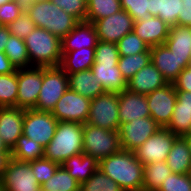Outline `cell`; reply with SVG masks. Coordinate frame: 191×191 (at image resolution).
Segmentation results:
<instances>
[{
  "label": "cell",
  "instance_id": "cell-1",
  "mask_svg": "<svg viewBox=\"0 0 191 191\" xmlns=\"http://www.w3.org/2000/svg\"><path fill=\"white\" fill-rule=\"evenodd\" d=\"M143 168L134 152L123 149L100 159L98 165L123 191H142Z\"/></svg>",
  "mask_w": 191,
  "mask_h": 191
},
{
  "label": "cell",
  "instance_id": "cell-2",
  "mask_svg": "<svg viewBox=\"0 0 191 191\" xmlns=\"http://www.w3.org/2000/svg\"><path fill=\"white\" fill-rule=\"evenodd\" d=\"M119 57L116 43L98 41L91 71L105 92L120 93L127 88V82L118 68Z\"/></svg>",
  "mask_w": 191,
  "mask_h": 191
},
{
  "label": "cell",
  "instance_id": "cell-3",
  "mask_svg": "<svg viewBox=\"0 0 191 191\" xmlns=\"http://www.w3.org/2000/svg\"><path fill=\"white\" fill-rule=\"evenodd\" d=\"M25 11L38 28H43L61 40L74 29L78 21L50 0L25 2Z\"/></svg>",
  "mask_w": 191,
  "mask_h": 191
},
{
  "label": "cell",
  "instance_id": "cell-4",
  "mask_svg": "<svg viewBox=\"0 0 191 191\" xmlns=\"http://www.w3.org/2000/svg\"><path fill=\"white\" fill-rule=\"evenodd\" d=\"M83 153V124L58 122L55 134L44 147V158L62 164L71 156Z\"/></svg>",
  "mask_w": 191,
  "mask_h": 191
},
{
  "label": "cell",
  "instance_id": "cell-5",
  "mask_svg": "<svg viewBox=\"0 0 191 191\" xmlns=\"http://www.w3.org/2000/svg\"><path fill=\"white\" fill-rule=\"evenodd\" d=\"M31 66L55 67L60 66L62 60L61 39L49 31L35 27L24 38Z\"/></svg>",
  "mask_w": 191,
  "mask_h": 191
},
{
  "label": "cell",
  "instance_id": "cell-6",
  "mask_svg": "<svg viewBox=\"0 0 191 191\" xmlns=\"http://www.w3.org/2000/svg\"><path fill=\"white\" fill-rule=\"evenodd\" d=\"M121 150L118 130L83 124V153L98 161Z\"/></svg>",
  "mask_w": 191,
  "mask_h": 191
},
{
  "label": "cell",
  "instance_id": "cell-7",
  "mask_svg": "<svg viewBox=\"0 0 191 191\" xmlns=\"http://www.w3.org/2000/svg\"><path fill=\"white\" fill-rule=\"evenodd\" d=\"M68 88V75L60 66L43 67V82L38 101L33 109L52 111Z\"/></svg>",
  "mask_w": 191,
  "mask_h": 191
},
{
  "label": "cell",
  "instance_id": "cell-8",
  "mask_svg": "<svg viewBox=\"0 0 191 191\" xmlns=\"http://www.w3.org/2000/svg\"><path fill=\"white\" fill-rule=\"evenodd\" d=\"M86 123L107 130H118L120 126L118 93L105 92L92 99Z\"/></svg>",
  "mask_w": 191,
  "mask_h": 191
},
{
  "label": "cell",
  "instance_id": "cell-9",
  "mask_svg": "<svg viewBox=\"0 0 191 191\" xmlns=\"http://www.w3.org/2000/svg\"><path fill=\"white\" fill-rule=\"evenodd\" d=\"M58 120L51 111L24 109L23 135L46 147L53 138Z\"/></svg>",
  "mask_w": 191,
  "mask_h": 191
},
{
  "label": "cell",
  "instance_id": "cell-10",
  "mask_svg": "<svg viewBox=\"0 0 191 191\" xmlns=\"http://www.w3.org/2000/svg\"><path fill=\"white\" fill-rule=\"evenodd\" d=\"M160 128V125L151 116L120 123L118 134L121 149L134 152Z\"/></svg>",
  "mask_w": 191,
  "mask_h": 191
},
{
  "label": "cell",
  "instance_id": "cell-11",
  "mask_svg": "<svg viewBox=\"0 0 191 191\" xmlns=\"http://www.w3.org/2000/svg\"><path fill=\"white\" fill-rule=\"evenodd\" d=\"M90 104L89 98L68 88L57 101L51 113L58 122L70 121L84 124L88 120Z\"/></svg>",
  "mask_w": 191,
  "mask_h": 191
},
{
  "label": "cell",
  "instance_id": "cell-12",
  "mask_svg": "<svg viewBox=\"0 0 191 191\" xmlns=\"http://www.w3.org/2000/svg\"><path fill=\"white\" fill-rule=\"evenodd\" d=\"M177 137L176 134H173L167 128L161 127L134 151L136 158L143 165L166 161Z\"/></svg>",
  "mask_w": 191,
  "mask_h": 191
},
{
  "label": "cell",
  "instance_id": "cell-13",
  "mask_svg": "<svg viewBox=\"0 0 191 191\" xmlns=\"http://www.w3.org/2000/svg\"><path fill=\"white\" fill-rule=\"evenodd\" d=\"M17 107L33 109L38 101L43 82V67L17 69Z\"/></svg>",
  "mask_w": 191,
  "mask_h": 191
},
{
  "label": "cell",
  "instance_id": "cell-14",
  "mask_svg": "<svg viewBox=\"0 0 191 191\" xmlns=\"http://www.w3.org/2000/svg\"><path fill=\"white\" fill-rule=\"evenodd\" d=\"M5 191H39V185L29 162L11 158L1 180Z\"/></svg>",
  "mask_w": 191,
  "mask_h": 191
},
{
  "label": "cell",
  "instance_id": "cell-15",
  "mask_svg": "<svg viewBox=\"0 0 191 191\" xmlns=\"http://www.w3.org/2000/svg\"><path fill=\"white\" fill-rule=\"evenodd\" d=\"M150 116L165 128L172 117L177 101V93L173 83H168L160 89L146 95Z\"/></svg>",
  "mask_w": 191,
  "mask_h": 191
},
{
  "label": "cell",
  "instance_id": "cell-16",
  "mask_svg": "<svg viewBox=\"0 0 191 191\" xmlns=\"http://www.w3.org/2000/svg\"><path fill=\"white\" fill-rule=\"evenodd\" d=\"M93 25L99 41L117 43L133 31L134 21L131 15L122 9L118 13L94 21Z\"/></svg>",
  "mask_w": 191,
  "mask_h": 191
},
{
  "label": "cell",
  "instance_id": "cell-17",
  "mask_svg": "<svg viewBox=\"0 0 191 191\" xmlns=\"http://www.w3.org/2000/svg\"><path fill=\"white\" fill-rule=\"evenodd\" d=\"M151 62L168 83H173L180 72L190 66L191 57H178L165 44L150 47Z\"/></svg>",
  "mask_w": 191,
  "mask_h": 191
},
{
  "label": "cell",
  "instance_id": "cell-18",
  "mask_svg": "<svg viewBox=\"0 0 191 191\" xmlns=\"http://www.w3.org/2000/svg\"><path fill=\"white\" fill-rule=\"evenodd\" d=\"M24 109L18 107H0V137L12 150L18 138L23 134Z\"/></svg>",
  "mask_w": 191,
  "mask_h": 191
},
{
  "label": "cell",
  "instance_id": "cell-19",
  "mask_svg": "<svg viewBox=\"0 0 191 191\" xmlns=\"http://www.w3.org/2000/svg\"><path fill=\"white\" fill-rule=\"evenodd\" d=\"M119 121L130 122L137 118L150 117L146 95L125 89L118 93Z\"/></svg>",
  "mask_w": 191,
  "mask_h": 191
},
{
  "label": "cell",
  "instance_id": "cell-20",
  "mask_svg": "<svg viewBox=\"0 0 191 191\" xmlns=\"http://www.w3.org/2000/svg\"><path fill=\"white\" fill-rule=\"evenodd\" d=\"M98 36L92 22L80 21L62 40V53L82 48H95Z\"/></svg>",
  "mask_w": 191,
  "mask_h": 191
},
{
  "label": "cell",
  "instance_id": "cell-21",
  "mask_svg": "<svg viewBox=\"0 0 191 191\" xmlns=\"http://www.w3.org/2000/svg\"><path fill=\"white\" fill-rule=\"evenodd\" d=\"M177 101L169 124L165 127L177 136L191 131V92L176 91Z\"/></svg>",
  "mask_w": 191,
  "mask_h": 191
},
{
  "label": "cell",
  "instance_id": "cell-22",
  "mask_svg": "<svg viewBox=\"0 0 191 191\" xmlns=\"http://www.w3.org/2000/svg\"><path fill=\"white\" fill-rule=\"evenodd\" d=\"M167 84L168 82L163 78L162 73L150 62L127 81V89L147 95Z\"/></svg>",
  "mask_w": 191,
  "mask_h": 191
},
{
  "label": "cell",
  "instance_id": "cell-23",
  "mask_svg": "<svg viewBox=\"0 0 191 191\" xmlns=\"http://www.w3.org/2000/svg\"><path fill=\"white\" fill-rule=\"evenodd\" d=\"M170 26L158 16H151L147 20L135 21L133 32L149 47L164 44L169 35Z\"/></svg>",
  "mask_w": 191,
  "mask_h": 191
},
{
  "label": "cell",
  "instance_id": "cell-24",
  "mask_svg": "<svg viewBox=\"0 0 191 191\" xmlns=\"http://www.w3.org/2000/svg\"><path fill=\"white\" fill-rule=\"evenodd\" d=\"M61 165L81 185L95 173L99 161L95 157L80 153L66 159Z\"/></svg>",
  "mask_w": 191,
  "mask_h": 191
},
{
  "label": "cell",
  "instance_id": "cell-25",
  "mask_svg": "<svg viewBox=\"0 0 191 191\" xmlns=\"http://www.w3.org/2000/svg\"><path fill=\"white\" fill-rule=\"evenodd\" d=\"M67 75L69 89L86 98H89L90 100L105 93L101 84L97 82V79L91 69Z\"/></svg>",
  "mask_w": 191,
  "mask_h": 191
},
{
  "label": "cell",
  "instance_id": "cell-26",
  "mask_svg": "<svg viewBox=\"0 0 191 191\" xmlns=\"http://www.w3.org/2000/svg\"><path fill=\"white\" fill-rule=\"evenodd\" d=\"M167 165L172 173L189 174L191 169V152L185 137L178 136L170 150L167 159Z\"/></svg>",
  "mask_w": 191,
  "mask_h": 191
},
{
  "label": "cell",
  "instance_id": "cell-27",
  "mask_svg": "<svg viewBox=\"0 0 191 191\" xmlns=\"http://www.w3.org/2000/svg\"><path fill=\"white\" fill-rule=\"evenodd\" d=\"M95 60V48H82L62 53L60 67L67 74L91 69Z\"/></svg>",
  "mask_w": 191,
  "mask_h": 191
},
{
  "label": "cell",
  "instance_id": "cell-28",
  "mask_svg": "<svg viewBox=\"0 0 191 191\" xmlns=\"http://www.w3.org/2000/svg\"><path fill=\"white\" fill-rule=\"evenodd\" d=\"M164 44L178 57H191V26H171Z\"/></svg>",
  "mask_w": 191,
  "mask_h": 191
},
{
  "label": "cell",
  "instance_id": "cell-29",
  "mask_svg": "<svg viewBox=\"0 0 191 191\" xmlns=\"http://www.w3.org/2000/svg\"><path fill=\"white\" fill-rule=\"evenodd\" d=\"M171 173L166 161L144 165L142 191H157Z\"/></svg>",
  "mask_w": 191,
  "mask_h": 191
},
{
  "label": "cell",
  "instance_id": "cell-30",
  "mask_svg": "<svg viewBox=\"0 0 191 191\" xmlns=\"http://www.w3.org/2000/svg\"><path fill=\"white\" fill-rule=\"evenodd\" d=\"M11 158L21 162L42 159L44 158V147L22 134L11 150Z\"/></svg>",
  "mask_w": 191,
  "mask_h": 191
},
{
  "label": "cell",
  "instance_id": "cell-31",
  "mask_svg": "<svg viewBox=\"0 0 191 191\" xmlns=\"http://www.w3.org/2000/svg\"><path fill=\"white\" fill-rule=\"evenodd\" d=\"M148 13L158 16L167 25H177L180 11V0H149Z\"/></svg>",
  "mask_w": 191,
  "mask_h": 191
},
{
  "label": "cell",
  "instance_id": "cell-32",
  "mask_svg": "<svg viewBox=\"0 0 191 191\" xmlns=\"http://www.w3.org/2000/svg\"><path fill=\"white\" fill-rule=\"evenodd\" d=\"M4 53L16 69L31 67L24 39L10 35Z\"/></svg>",
  "mask_w": 191,
  "mask_h": 191
},
{
  "label": "cell",
  "instance_id": "cell-33",
  "mask_svg": "<svg viewBox=\"0 0 191 191\" xmlns=\"http://www.w3.org/2000/svg\"><path fill=\"white\" fill-rule=\"evenodd\" d=\"M121 10L120 0H87L86 21L93 23Z\"/></svg>",
  "mask_w": 191,
  "mask_h": 191
},
{
  "label": "cell",
  "instance_id": "cell-34",
  "mask_svg": "<svg viewBox=\"0 0 191 191\" xmlns=\"http://www.w3.org/2000/svg\"><path fill=\"white\" fill-rule=\"evenodd\" d=\"M151 62V53L142 52L139 54L120 56L118 68L122 73L123 78L129 81L141 68Z\"/></svg>",
  "mask_w": 191,
  "mask_h": 191
},
{
  "label": "cell",
  "instance_id": "cell-35",
  "mask_svg": "<svg viewBox=\"0 0 191 191\" xmlns=\"http://www.w3.org/2000/svg\"><path fill=\"white\" fill-rule=\"evenodd\" d=\"M80 184L60 165L55 174L41 185L43 191H74Z\"/></svg>",
  "mask_w": 191,
  "mask_h": 191
},
{
  "label": "cell",
  "instance_id": "cell-36",
  "mask_svg": "<svg viewBox=\"0 0 191 191\" xmlns=\"http://www.w3.org/2000/svg\"><path fill=\"white\" fill-rule=\"evenodd\" d=\"M17 70L0 74V107H17Z\"/></svg>",
  "mask_w": 191,
  "mask_h": 191
},
{
  "label": "cell",
  "instance_id": "cell-37",
  "mask_svg": "<svg viewBox=\"0 0 191 191\" xmlns=\"http://www.w3.org/2000/svg\"><path fill=\"white\" fill-rule=\"evenodd\" d=\"M120 56L150 52V47L133 31L123 36L117 43Z\"/></svg>",
  "mask_w": 191,
  "mask_h": 191
},
{
  "label": "cell",
  "instance_id": "cell-38",
  "mask_svg": "<svg viewBox=\"0 0 191 191\" xmlns=\"http://www.w3.org/2000/svg\"><path fill=\"white\" fill-rule=\"evenodd\" d=\"M80 187L83 191H123L117 183L99 169Z\"/></svg>",
  "mask_w": 191,
  "mask_h": 191
},
{
  "label": "cell",
  "instance_id": "cell-39",
  "mask_svg": "<svg viewBox=\"0 0 191 191\" xmlns=\"http://www.w3.org/2000/svg\"><path fill=\"white\" fill-rule=\"evenodd\" d=\"M29 163L40 186L48 181L60 166V164L46 158L33 160Z\"/></svg>",
  "mask_w": 191,
  "mask_h": 191
},
{
  "label": "cell",
  "instance_id": "cell-40",
  "mask_svg": "<svg viewBox=\"0 0 191 191\" xmlns=\"http://www.w3.org/2000/svg\"><path fill=\"white\" fill-rule=\"evenodd\" d=\"M53 4L73 16L78 22L86 21L87 0H50Z\"/></svg>",
  "mask_w": 191,
  "mask_h": 191
},
{
  "label": "cell",
  "instance_id": "cell-41",
  "mask_svg": "<svg viewBox=\"0 0 191 191\" xmlns=\"http://www.w3.org/2000/svg\"><path fill=\"white\" fill-rule=\"evenodd\" d=\"M121 8L131 15L133 21L147 20L152 15L148 13L149 0H120Z\"/></svg>",
  "mask_w": 191,
  "mask_h": 191
},
{
  "label": "cell",
  "instance_id": "cell-42",
  "mask_svg": "<svg viewBox=\"0 0 191 191\" xmlns=\"http://www.w3.org/2000/svg\"><path fill=\"white\" fill-rule=\"evenodd\" d=\"M35 27L33 20L29 17L26 11L21 13L19 17L7 25L10 34L21 39L26 38Z\"/></svg>",
  "mask_w": 191,
  "mask_h": 191
},
{
  "label": "cell",
  "instance_id": "cell-43",
  "mask_svg": "<svg viewBox=\"0 0 191 191\" xmlns=\"http://www.w3.org/2000/svg\"><path fill=\"white\" fill-rule=\"evenodd\" d=\"M25 11L24 0H11L0 6V25L7 26Z\"/></svg>",
  "mask_w": 191,
  "mask_h": 191
},
{
  "label": "cell",
  "instance_id": "cell-44",
  "mask_svg": "<svg viewBox=\"0 0 191 191\" xmlns=\"http://www.w3.org/2000/svg\"><path fill=\"white\" fill-rule=\"evenodd\" d=\"M157 191H191L189 174L171 173Z\"/></svg>",
  "mask_w": 191,
  "mask_h": 191
},
{
  "label": "cell",
  "instance_id": "cell-45",
  "mask_svg": "<svg viewBox=\"0 0 191 191\" xmlns=\"http://www.w3.org/2000/svg\"><path fill=\"white\" fill-rule=\"evenodd\" d=\"M176 91L191 92V66L184 68L173 82Z\"/></svg>",
  "mask_w": 191,
  "mask_h": 191
},
{
  "label": "cell",
  "instance_id": "cell-46",
  "mask_svg": "<svg viewBox=\"0 0 191 191\" xmlns=\"http://www.w3.org/2000/svg\"><path fill=\"white\" fill-rule=\"evenodd\" d=\"M177 25L191 26V0H180Z\"/></svg>",
  "mask_w": 191,
  "mask_h": 191
},
{
  "label": "cell",
  "instance_id": "cell-47",
  "mask_svg": "<svg viewBox=\"0 0 191 191\" xmlns=\"http://www.w3.org/2000/svg\"><path fill=\"white\" fill-rule=\"evenodd\" d=\"M16 70L7 55L4 52H0V74L14 73Z\"/></svg>",
  "mask_w": 191,
  "mask_h": 191
},
{
  "label": "cell",
  "instance_id": "cell-48",
  "mask_svg": "<svg viewBox=\"0 0 191 191\" xmlns=\"http://www.w3.org/2000/svg\"><path fill=\"white\" fill-rule=\"evenodd\" d=\"M10 35L7 26L0 25V52H4Z\"/></svg>",
  "mask_w": 191,
  "mask_h": 191
},
{
  "label": "cell",
  "instance_id": "cell-49",
  "mask_svg": "<svg viewBox=\"0 0 191 191\" xmlns=\"http://www.w3.org/2000/svg\"><path fill=\"white\" fill-rule=\"evenodd\" d=\"M10 159L11 153H0V181L3 178L4 172Z\"/></svg>",
  "mask_w": 191,
  "mask_h": 191
},
{
  "label": "cell",
  "instance_id": "cell-50",
  "mask_svg": "<svg viewBox=\"0 0 191 191\" xmlns=\"http://www.w3.org/2000/svg\"><path fill=\"white\" fill-rule=\"evenodd\" d=\"M0 153H11V150L7 147L3 139L0 137Z\"/></svg>",
  "mask_w": 191,
  "mask_h": 191
},
{
  "label": "cell",
  "instance_id": "cell-51",
  "mask_svg": "<svg viewBox=\"0 0 191 191\" xmlns=\"http://www.w3.org/2000/svg\"><path fill=\"white\" fill-rule=\"evenodd\" d=\"M185 139L187 140L188 142V145H189V149H190V152H191V134H187L184 136Z\"/></svg>",
  "mask_w": 191,
  "mask_h": 191
},
{
  "label": "cell",
  "instance_id": "cell-52",
  "mask_svg": "<svg viewBox=\"0 0 191 191\" xmlns=\"http://www.w3.org/2000/svg\"><path fill=\"white\" fill-rule=\"evenodd\" d=\"M11 0H0V6L7 3V2H10Z\"/></svg>",
  "mask_w": 191,
  "mask_h": 191
},
{
  "label": "cell",
  "instance_id": "cell-53",
  "mask_svg": "<svg viewBox=\"0 0 191 191\" xmlns=\"http://www.w3.org/2000/svg\"><path fill=\"white\" fill-rule=\"evenodd\" d=\"M0 191H5L1 181H0Z\"/></svg>",
  "mask_w": 191,
  "mask_h": 191
},
{
  "label": "cell",
  "instance_id": "cell-54",
  "mask_svg": "<svg viewBox=\"0 0 191 191\" xmlns=\"http://www.w3.org/2000/svg\"><path fill=\"white\" fill-rule=\"evenodd\" d=\"M25 2L43 1V0H24Z\"/></svg>",
  "mask_w": 191,
  "mask_h": 191
},
{
  "label": "cell",
  "instance_id": "cell-55",
  "mask_svg": "<svg viewBox=\"0 0 191 191\" xmlns=\"http://www.w3.org/2000/svg\"><path fill=\"white\" fill-rule=\"evenodd\" d=\"M74 191H83L81 187L77 188L76 190Z\"/></svg>",
  "mask_w": 191,
  "mask_h": 191
}]
</instances>
